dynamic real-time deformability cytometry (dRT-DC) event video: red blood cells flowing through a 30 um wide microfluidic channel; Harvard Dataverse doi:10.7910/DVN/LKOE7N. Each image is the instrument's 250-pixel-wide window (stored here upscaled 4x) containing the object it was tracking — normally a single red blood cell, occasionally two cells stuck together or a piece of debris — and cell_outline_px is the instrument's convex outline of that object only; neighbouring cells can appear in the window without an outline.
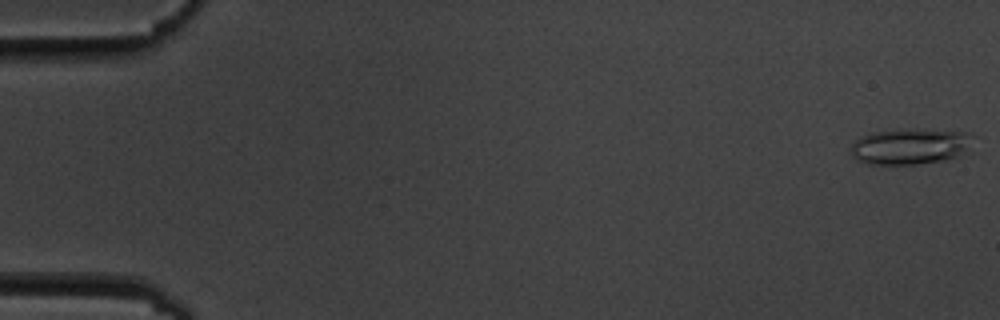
{"species": "common noctule bat (a hibernating species)", "species_latin": "Nyctalus noctula", "temperature_condition": "cold", "stored_images_in_passage": 6, "camera_frame_rate_fps": 3000, "um_per_image_px": 0.085, "animal": {"sex": "male", "body_mass_g": 19.5, "forearm_length_mm": 54.6}, "frame": {"image": 1, "passage_image": 1, "time_ms": 0.0, "image_size_px": [1000, 320], "cell_outline_px": [[972, 136], [964, 152], [956, 156], [944, 160], [916, 164], [868, 164], [856, 160], [852, 156], [852, 144], [856, 140], [872, 132], [912, 128], [972, 132]], "centroid_in_image_um": [77.34, 12.43], "position_along_channel_um": 7.7, "area_um2": 25.43}}